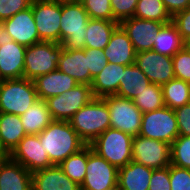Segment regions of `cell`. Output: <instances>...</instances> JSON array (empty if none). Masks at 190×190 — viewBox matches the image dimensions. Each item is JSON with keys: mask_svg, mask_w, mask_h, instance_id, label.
<instances>
[{"mask_svg": "<svg viewBox=\"0 0 190 190\" xmlns=\"http://www.w3.org/2000/svg\"><path fill=\"white\" fill-rule=\"evenodd\" d=\"M186 45L189 47V49H190V41H188L187 43H186Z\"/></svg>", "mask_w": 190, "mask_h": 190, "instance_id": "48", "label": "cell"}, {"mask_svg": "<svg viewBox=\"0 0 190 190\" xmlns=\"http://www.w3.org/2000/svg\"><path fill=\"white\" fill-rule=\"evenodd\" d=\"M32 190H80V186L53 165L32 173Z\"/></svg>", "mask_w": 190, "mask_h": 190, "instance_id": "21", "label": "cell"}, {"mask_svg": "<svg viewBox=\"0 0 190 190\" xmlns=\"http://www.w3.org/2000/svg\"><path fill=\"white\" fill-rule=\"evenodd\" d=\"M132 140L131 135L108 128L89 145L99 156L120 169L132 161Z\"/></svg>", "mask_w": 190, "mask_h": 190, "instance_id": "5", "label": "cell"}, {"mask_svg": "<svg viewBox=\"0 0 190 190\" xmlns=\"http://www.w3.org/2000/svg\"><path fill=\"white\" fill-rule=\"evenodd\" d=\"M26 134H40L52 121L46 101L38 99L24 114L20 115Z\"/></svg>", "mask_w": 190, "mask_h": 190, "instance_id": "28", "label": "cell"}, {"mask_svg": "<svg viewBox=\"0 0 190 190\" xmlns=\"http://www.w3.org/2000/svg\"><path fill=\"white\" fill-rule=\"evenodd\" d=\"M179 136H190V102L174 109Z\"/></svg>", "mask_w": 190, "mask_h": 190, "instance_id": "43", "label": "cell"}, {"mask_svg": "<svg viewBox=\"0 0 190 190\" xmlns=\"http://www.w3.org/2000/svg\"><path fill=\"white\" fill-rule=\"evenodd\" d=\"M38 100L33 80L26 78L2 80L0 113L24 114Z\"/></svg>", "mask_w": 190, "mask_h": 190, "instance_id": "4", "label": "cell"}, {"mask_svg": "<svg viewBox=\"0 0 190 190\" xmlns=\"http://www.w3.org/2000/svg\"><path fill=\"white\" fill-rule=\"evenodd\" d=\"M164 24L135 17L124 19L119 23L130 38L136 53L153 49L156 36Z\"/></svg>", "mask_w": 190, "mask_h": 190, "instance_id": "15", "label": "cell"}, {"mask_svg": "<svg viewBox=\"0 0 190 190\" xmlns=\"http://www.w3.org/2000/svg\"><path fill=\"white\" fill-rule=\"evenodd\" d=\"M119 22L113 20L89 19L85 32V49H102L107 46Z\"/></svg>", "mask_w": 190, "mask_h": 190, "instance_id": "25", "label": "cell"}, {"mask_svg": "<svg viewBox=\"0 0 190 190\" xmlns=\"http://www.w3.org/2000/svg\"><path fill=\"white\" fill-rule=\"evenodd\" d=\"M31 173L53 166L39 140L38 135L27 134L9 154Z\"/></svg>", "mask_w": 190, "mask_h": 190, "instance_id": "13", "label": "cell"}, {"mask_svg": "<svg viewBox=\"0 0 190 190\" xmlns=\"http://www.w3.org/2000/svg\"><path fill=\"white\" fill-rule=\"evenodd\" d=\"M175 78L190 83V49L185 45L173 57Z\"/></svg>", "mask_w": 190, "mask_h": 190, "instance_id": "36", "label": "cell"}, {"mask_svg": "<svg viewBox=\"0 0 190 190\" xmlns=\"http://www.w3.org/2000/svg\"><path fill=\"white\" fill-rule=\"evenodd\" d=\"M38 99L47 100L73 89L78 83L69 75L58 69L48 74L38 76L34 80Z\"/></svg>", "mask_w": 190, "mask_h": 190, "instance_id": "22", "label": "cell"}, {"mask_svg": "<svg viewBox=\"0 0 190 190\" xmlns=\"http://www.w3.org/2000/svg\"><path fill=\"white\" fill-rule=\"evenodd\" d=\"M38 137L53 165H59L87 145L69 121L53 120Z\"/></svg>", "mask_w": 190, "mask_h": 190, "instance_id": "1", "label": "cell"}, {"mask_svg": "<svg viewBox=\"0 0 190 190\" xmlns=\"http://www.w3.org/2000/svg\"><path fill=\"white\" fill-rule=\"evenodd\" d=\"M110 112V128L125 132L132 137L139 135L143 113L132 100L118 95L102 97Z\"/></svg>", "mask_w": 190, "mask_h": 190, "instance_id": "8", "label": "cell"}, {"mask_svg": "<svg viewBox=\"0 0 190 190\" xmlns=\"http://www.w3.org/2000/svg\"><path fill=\"white\" fill-rule=\"evenodd\" d=\"M132 160L153 170L166 168L171 164L170 144L137 135L132 140Z\"/></svg>", "mask_w": 190, "mask_h": 190, "instance_id": "12", "label": "cell"}, {"mask_svg": "<svg viewBox=\"0 0 190 190\" xmlns=\"http://www.w3.org/2000/svg\"><path fill=\"white\" fill-rule=\"evenodd\" d=\"M162 2L171 17L190 7V0H162Z\"/></svg>", "mask_w": 190, "mask_h": 190, "instance_id": "44", "label": "cell"}, {"mask_svg": "<svg viewBox=\"0 0 190 190\" xmlns=\"http://www.w3.org/2000/svg\"><path fill=\"white\" fill-rule=\"evenodd\" d=\"M12 41L13 39L9 36L6 29L3 27V21L0 20V46Z\"/></svg>", "mask_w": 190, "mask_h": 190, "instance_id": "45", "label": "cell"}, {"mask_svg": "<svg viewBox=\"0 0 190 190\" xmlns=\"http://www.w3.org/2000/svg\"><path fill=\"white\" fill-rule=\"evenodd\" d=\"M139 136L170 144L179 136L174 109L167 106L143 113Z\"/></svg>", "mask_w": 190, "mask_h": 190, "instance_id": "7", "label": "cell"}, {"mask_svg": "<svg viewBox=\"0 0 190 190\" xmlns=\"http://www.w3.org/2000/svg\"><path fill=\"white\" fill-rule=\"evenodd\" d=\"M3 27L16 43L29 47L40 42L31 6L3 20Z\"/></svg>", "mask_w": 190, "mask_h": 190, "instance_id": "16", "label": "cell"}, {"mask_svg": "<svg viewBox=\"0 0 190 190\" xmlns=\"http://www.w3.org/2000/svg\"><path fill=\"white\" fill-rule=\"evenodd\" d=\"M172 22L177 27L181 38L186 43L190 41V7L184 11L176 13L172 17Z\"/></svg>", "mask_w": 190, "mask_h": 190, "instance_id": "42", "label": "cell"}, {"mask_svg": "<svg viewBox=\"0 0 190 190\" xmlns=\"http://www.w3.org/2000/svg\"><path fill=\"white\" fill-rule=\"evenodd\" d=\"M185 45L186 42L181 38L177 27L171 21L164 24L158 32L152 50L160 55L173 57Z\"/></svg>", "mask_w": 190, "mask_h": 190, "instance_id": "29", "label": "cell"}, {"mask_svg": "<svg viewBox=\"0 0 190 190\" xmlns=\"http://www.w3.org/2000/svg\"><path fill=\"white\" fill-rule=\"evenodd\" d=\"M90 19L113 20L110 0H82Z\"/></svg>", "mask_w": 190, "mask_h": 190, "instance_id": "35", "label": "cell"}, {"mask_svg": "<svg viewBox=\"0 0 190 190\" xmlns=\"http://www.w3.org/2000/svg\"><path fill=\"white\" fill-rule=\"evenodd\" d=\"M87 166V145L79 152L68 156L59 164L62 171L79 186L83 183L86 176Z\"/></svg>", "mask_w": 190, "mask_h": 190, "instance_id": "31", "label": "cell"}, {"mask_svg": "<svg viewBox=\"0 0 190 190\" xmlns=\"http://www.w3.org/2000/svg\"><path fill=\"white\" fill-rule=\"evenodd\" d=\"M89 19L81 2L61 1L60 44L63 48L85 49V32Z\"/></svg>", "mask_w": 190, "mask_h": 190, "instance_id": "3", "label": "cell"}, {"mask_svg": "<svg viewBox=\"0 0 190 190\" xmlns=\"http://www.w3.org/2000/svg\"><path fill=\"white\" fill-rule=\"evenodd\" d=\"M85 57H87L88 68L92 78H95L108 64L102 49H85Z\"/></svg>", "mask_w": 190, "mask_h": 190, "instance_id": "38", "label": "cell"}, {"mask_svg": "<svg viewBox=\"0 0 190 190\" xmlns=\"http://www.w3.org/2000/svg\"><path fill=\"white\" fill-rule=\"evenodd\" d=\"M92 99H94V96L91 86L77 84L73 89L61 95L50 97L45 101L53 120L69 121L76 112Z\"/></svg>", "mask_w": 190, "mask_h": 190, "instance_id": "10", "label": "cell"}, {"mask_svg": "<svg viewBox=\"0 0 190 190\" xmlns=\"http://www.w3.org/2000/svg\"><path fill=\"white\" fill-rule=\"evenodd\" d=\"M0 190H32V173L10 157L0 164Z\"/></svg>", "mask_w": 190, "mask_h": 190, "instance_id": "20", "label": "cell"}, {"mask_svg": "<svg viewBox=\"0 0 190 190\" xmlns=\"http://www.w3.org/2000/svg\"><path fill=\"white\" fill-rule=\"evenodd\" d=\"M138 0H110L113 21L121 22L134 16Z\"/></svg>", "mask_w": 190, "mask_h": 190, "instance_id": "37", "label": "cell"}, {"mask_svg": "<svg viewBox=\"0 0 190 190\" xmlns=\"http://www.w3.org/2000/svg\"><path fill=\"white\" fill-rule=\"evenodd\" d=\"M133 17L155 20L165 24L172 21V17L167 12L162 0H138Z\"/></svg>", "mask_w": 190, "mask_h": 190, "instance_id": "32", "label": "cell"}, {"mask_svg": "<svg viewBox=\"0 0 190 190\" xmlns=\"http://www.w3.org/2000/svg\"><path fill=\"white\" fill-rule=\"evenodd\" d=\"M135 64L151 83L162 86L175 78L172 57L153 50L137 52Z\"/></svg>", "mask_w": 190, "mask_h": 190, "instance_id": "14", "label": "cell"}, {"mask_svg": "<svg viewBox=\"0 0 190 190\" xmlns=\"http://www.w3.org/2000/svg\"><path fill=\"white\" fill-rule=\"evenodd\" d=\"M153 169L135 161L118 169L117 190H149Z\"/></svg>", "mask_w": 190, "mask_h": 190, "instance_id": "23", "label": "cell"}, {"mask_svg": "<svg viewBox=\"0 0 190 190\" xmlns=\"http://www.w3.org/2000/svg\"><path fill=\"white\" fill-rule=\"evenodd\" d=\"M55 1H75V0H55Z\"/></svg>", "mask_w": 190, "mask_h": 190, "instance_id": "47", "label": "cell"}, {"mask_svg": "<svg viewBox=\"0 0 190 190\" xmlns=\"http://www.w3.org/2000/svg\"><path fill=\"white\" fill-rule=\"evenodd\" d=\"M118 169L87 145L86 176L80 190H117Z\"/></svg>", "mask_w": 190, "mask_h": 190, "instance_id": "9", "label": "cell"}, {"mask_svg": "<svg viewBox=\"0 0 190 190\" xmlns=\"http://www.w3.org/2000/svg\"><path fill=\"white\" fill-rule=\"evenodd\" d=\"M32 0H0V20L11 18L31 6Z\"/></svg>", "mask_w": 190, "mask_h": 190, "instance_id": "40", "label": "cell"}, {"mask_svg": "<svg viewBox=\"0 0 190 190\" xmlns=\"http://www.w3.org/2000/svg\"><path fill=\"white\" fill-rule=\"evenodd\" d=\"M132 101L142 113L154 111L165 106L162 87L154 83H151L147 89L143 90Z\"/></svg>", "mask_w": 190, "mask_h": 190, "instance_id": "33", "label": "cell"}, {"mask_svg": "<svg viewBox=\"0 0 190 190\" xmlns=\"http://www.w3.org/2000/svg\"><path fill=\"white\" fill-rule=\"evenodd\" d=\"M171 164L190 169V136H178L170 145Z\"/></svg>", "mask_w": 190, "mask_h": 190, "instance_id": "34", "label": "cell"}, {"mask_svg": "<svg viewBox=\"0 0 190 190\" xmlns=\"http://www.w3.org/2000/svg\"><path fill=\"white\" fill-rule=\"evenodd\" d=\"M125 67V65L108 62L103 70L93 78L91 90L94 98L116 95Z\"/></svg>", "mask_w": 190, "mask_h": 190, "instance_id": "24", "label": "cell"}, {"mask_svg": "<svg viewBox=\"0 0 190 190\" xmlns=\"http://www.w3.org/2000/svg\"><path fill=\"white\" fill-rule=\"evenodd\" d=\"M171 190H190V169L169 165Z\"/></svg>", "mask_w": 190, "mask_h": 190, "instance_id": "39", "label": "cell"}, {"mask_svg": "<svg viewBox=\"0 0 190 190\" xmlns=\"http://www.w3.org/2000/svg\"><path fill=\"white\" fill-rule=\"evenodd\" d=\"M32 13L40 41L60 44L61 1L32 0Z\"/></svg>", "mask_w": 190, "mask_h": 190, "instance_id": "11", "label": "cell"}, {"mask_svg": "<svg viewBox=\"0 0 190 190\" xmlns=\"http://www.w3.org/2000/svg\"><path fill=\"white\" fill-rule=\"evenodd\" d=\"M149 190H171L169 166L153 170Z\"/></svg>", "mask_w": 190, "mask_h": 190, "instance_id": "41", "label": "cell"}, {"mask_svg": "<svg viewBox=\"0 0 190 190\" xmlns=\"http://www.w3.org/2000/svg\"><path fill=\"white\" fill-rule=\"evenodd\" d=\"M0 157L2 158H7L9 157V154L3 149L2 147V143H1V140H0Z\"/></svg>", "mask_w": 190, "mask_h": 190, "instance_id": "46", "label": "cell"}, {"mask_svg": "<svg viewBox=\"0 0 190 190\" xmlns=\"http://www.w3.org/2000/svg\"><path fill=\"white\" fill-rule=\"evenodd\" d=\"M57 69L74 78L78 84H92L85 49L67 50L63 48Z\"/></svg>", "mask_w": 190, "mask_h": 190, "instance_id": "18", "label": "cell"}, {"mask_svg": "<svg viewBox=\"0 0 190 190\" xmlns=\"http://www.w3.org/2000/svg\"><path fill=\"white\" fill-rule=\"evenodd\" d=\"M161 87L165 106L175 109L190 102V83L174 78Z\"/></svg>", "mask_w": 190, "mask_h": 190, "instance_id": "30", "label": "cell"}, {"mask_svg": "<svg viewBox=\"0 0 190 190\" xmlns=\"http://www.w3.org/2000/svg\"><path fill=\"white\" fill-rule=\"evenodd\" d=\"M104 53L109 63L125 66L135 63L136 52L133 44L120 25L112 33Z\"/></svg>", "mask_w": 190, "mask_h": 190, "instance_id": "19", "label": "cell"}, {"mask_svg": "<svg viewBox=\"0 0 190 190\" xmlns=\"http://www.w3.org/2000/svg\"><path fill=\"white\" fill-rule=\"evenodd\" d=\"M62 50L61 44L50 41L26 47L23 78L34 81L38 76L57 70Z\"/></svg>", "mask_w": 190, "mask_h": 190, "instance_id": "6", "label": "cell"}, {"mask_svg": "<svg viewBox=\"0 0 190 190\" xmlns=\"http://www.w3.org/2000/svg\"><path fill=\"white\" fill-rule=\"evenodd\" d=\"M150 84L147 76L134 63L125 67L116 95L133 100Z\"/></svg>", "mask_w": 190, "mask_h": 190, "instance_id": "27", "label": "cell"}, {"mask_svg": "<svg viewBox=\"0 0 190 190\" xmlns=\"http://www.w3.org/2000/svg\"><path fill=\"white\" fill-rule=\"evenodd\" d=\"M79 137L89 145L110 128V112L102 98H94L69 120Z\"/></svg>", "mask_w": 190, "mask_h": 190, "instance_id": "2", "label": "cell"}, {"mask_svg": "<svg viewBox=\"0 0 190 190\" xmlns=\"http://www.w3.org/2000/svg\"><path fill=\"white\" fill-rule=\"evenodd\" d=\"M20 116L0 113V140L3 149L10 154L26 136Z\"/></svg>", "mask_w": 190, "mask_h": 190, "instance_id": "26", "label": "cell"}, {"mask_svg": "<svg viewBox=\"0 0 190 190\" xmlns=\"http://www.w3.org/2000/svg\"><path fill=\"white\" fill-rule=\"evenodd\" d=\"M26 47L12 41L0 46V78L21 79L24 72Z\"/></svg>", "mask_w": 190, "mask_h": 190, "instance_id": "17", "label": "cell"}]
</instances>
